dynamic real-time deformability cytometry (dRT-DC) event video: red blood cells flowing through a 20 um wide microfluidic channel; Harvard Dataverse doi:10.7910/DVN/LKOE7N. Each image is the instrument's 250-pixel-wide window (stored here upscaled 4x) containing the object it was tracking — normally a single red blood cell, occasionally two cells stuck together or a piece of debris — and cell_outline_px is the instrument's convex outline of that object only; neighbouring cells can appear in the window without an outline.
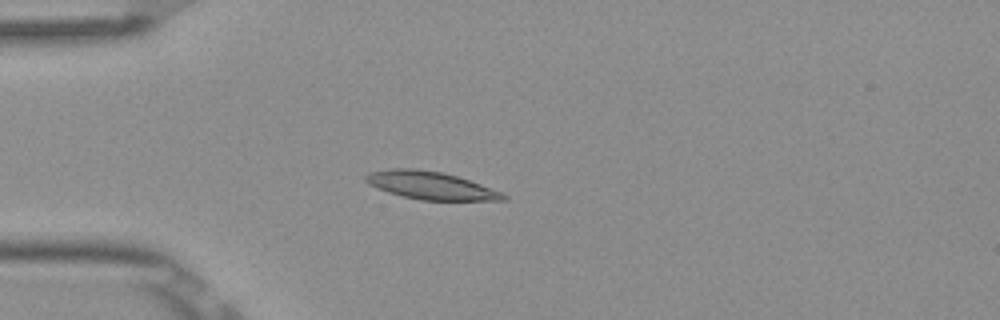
{"species": "Egyptian fruit bat (a non-hibernating species)", "species_latin": "Rousettus aegyptiacus", "temperature_condition": "room temperature", "stored_images_in_passage": 4, "camera_frame_rate_fps": 3000, "um_per_image_px": 0.085, "frame": {"image": 1, "passage_image": 4, "time_ms": 1.0, "image_size_px": [1000, 320], "cell_outline_px": [[508, 196], [504, 200], [420, 200], [388, 192], [376, 188], [368, 184], [364, 180], [364, 176], [368, 172], [392, 168], [412, 168], [444, 172], [504, 192]], "centroid_in_image_um": [36.58, 15.76], "position_along_channel_um": 48.4, "area_um2": 22.31}}